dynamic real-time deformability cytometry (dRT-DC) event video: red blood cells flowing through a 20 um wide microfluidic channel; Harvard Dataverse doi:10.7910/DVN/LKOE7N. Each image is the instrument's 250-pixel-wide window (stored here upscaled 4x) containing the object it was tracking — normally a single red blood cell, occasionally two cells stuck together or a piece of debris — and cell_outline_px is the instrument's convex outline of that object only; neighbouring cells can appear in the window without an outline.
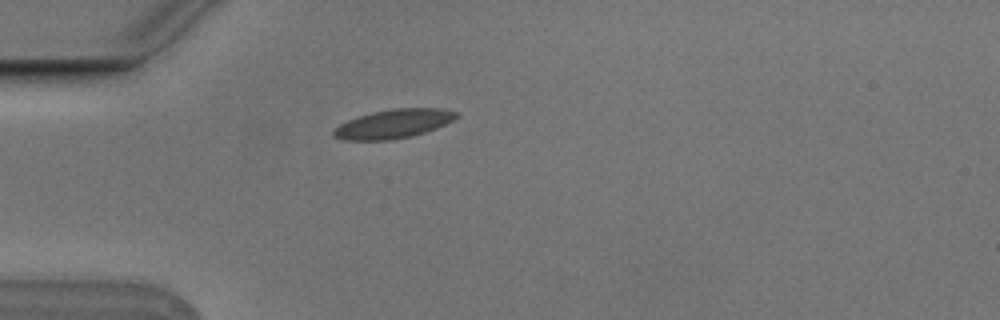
{"species": "Egyptian fruit bat (a non-hibernating species)", "species_latin": "Rousettus aegyptiacus", "temperature_condition": "cold", "stored_images_in_passage": 1, "camera_frame_rate_fps": 3000, "um_per_image_px": 0.085, "animal": {"sex": "male"}, "frame": {"image": 1, "passage_image": 1, "time_ms": 0.0, "image_size_px": [1000, 320], "cell_outline_px": [[460, 116], [436, 128], [412, 136], [392, 140], [344, 140], [332, 136], [332, 132], [340, 124], [356, 116], [372, 112], [392, 108], [440, 108], [456, 112]], "centroid_in_image_um": [33.42, 10.52], "position_along_channel_um": 51.6, "area_um2": 20.69}}